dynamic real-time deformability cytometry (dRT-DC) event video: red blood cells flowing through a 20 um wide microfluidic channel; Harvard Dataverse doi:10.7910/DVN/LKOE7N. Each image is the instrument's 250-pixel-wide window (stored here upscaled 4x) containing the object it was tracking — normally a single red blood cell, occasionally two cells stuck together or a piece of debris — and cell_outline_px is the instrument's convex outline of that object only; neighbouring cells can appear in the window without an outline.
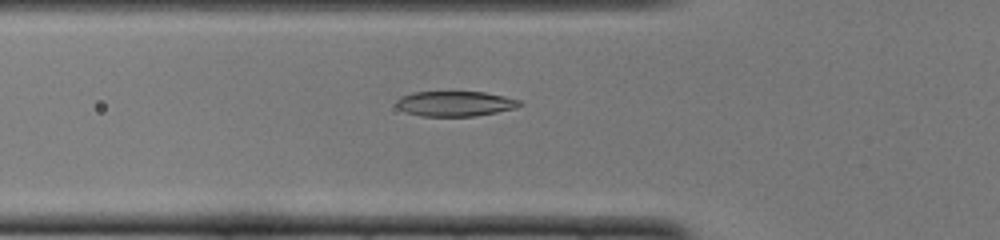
{"species": "common noctule bat (a hibernating species)", "species_latin": "Nyctalus noctula", "temperature_condition": "cold", "stored_images_in_passage": 34, "camera_frame_rate_fps": 3000, "um_per_image_px": 0.085, "animal": {"sex": "female", "body_mass_g": 22.0, "forearm_length_mm": 56.7}, "frame": {"image": 1, "passage_image": 7, "time_ms": 2.0, "image_size_px": [1000, 240], "cell_outline_px": [[524, 104], [516, 108], [476, 116], [420, 116], [404, 112], [396, 104], [396, 100], [400, 96], [412, 92], [484, 92], [504, 96], [520, 100]], "centroid_in_image_um": [38.68, 8.81], "position_along_channel_um": 87.1, "area_um2": 18.15}}
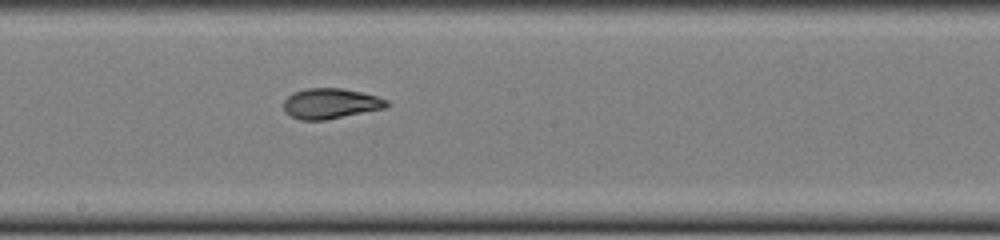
{"frame": {"image": 2, "passage_image": 17, "time_ms": 5.333, "image_size_px": [1000, 240], "cell_outline_px": [[388, 104], [384, 108], [324, 120], [300, 120], [284, 112], [284, 100], [292, 92], [308, 88], [340, 88], [360, 92], [376, 96], [388, 100]], "centroid_in_image_um": [28.05, 8.79], "position_along_channel_um": 220.1, "area_um2": 18.03}}
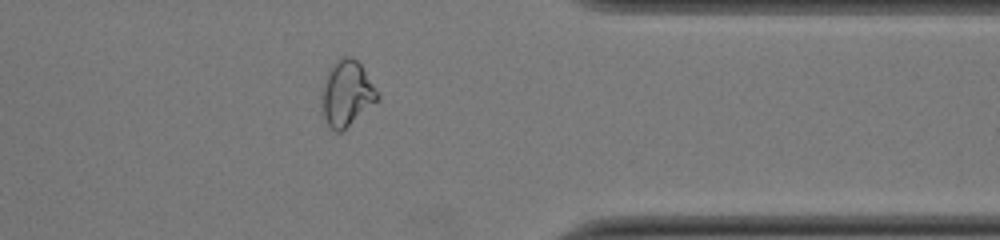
{"frame": {"image": 3, "passage_image": 30, "time_ms": 9.667, "image_size_px": [1000, 240], "cell_outline_px": [[380, 100], [340, 132], [336, 132], [328, 124], [320, 108], [320, 104], [324, 80], [332, 64], [336, 60], [344, 56], [352, 56], [360, 64], [380, 96]], "centroid_in_image_um": [29.46, 7.94], "position_along_channel_um": 381.9, "area_um2": 21.21}, "authors_computed_cell_mechanics": {"area_um2": 18.3515, "velocity_mm_per_s": 3.987, "shape_relaxation_time_tau1_ms": 6.4236, "shape_relaxation_time_tau2_ms": 1.6821, "deformation_change_tau1": 0.2168, "deformation_change_tau2": 0.0577}}